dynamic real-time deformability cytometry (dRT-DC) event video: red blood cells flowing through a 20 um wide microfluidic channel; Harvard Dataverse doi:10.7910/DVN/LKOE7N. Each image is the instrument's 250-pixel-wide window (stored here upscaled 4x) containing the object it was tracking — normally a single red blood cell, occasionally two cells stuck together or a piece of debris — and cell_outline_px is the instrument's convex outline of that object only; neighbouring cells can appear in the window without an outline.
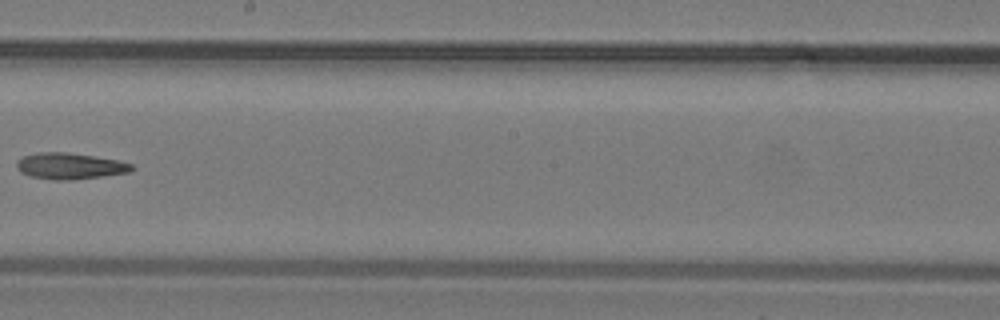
{"species": "common noctule bat (a hibernating species)", "species_latin": "Nyctalus noctula", "temperature_condition": "warm", "stored_images_in_passage": 21, "camera_frame_rate_fps": 3000, "um_per_image_px": 0.085, "animal": {"sex": "male", "body_mass_g": 19.2, "forearm_length_mm": 51.8}, "frame": {"image": 1, "passage_image": 9, "time_ms": 2.667, "image_size_px": [1000, 320], "cell_outline_px": [[132, 168], [128, 172], [72, 180], [52, 180], [32, 176], [20, 172], [16, 168], [16, 160], [24, 156], [40, 152], [68, 152], [116, 160], [132, 164]], "centroid_in_image_um": [5.86, 14.11], "position_along_channel_um": 242.3, "area_um2": 17.34}}